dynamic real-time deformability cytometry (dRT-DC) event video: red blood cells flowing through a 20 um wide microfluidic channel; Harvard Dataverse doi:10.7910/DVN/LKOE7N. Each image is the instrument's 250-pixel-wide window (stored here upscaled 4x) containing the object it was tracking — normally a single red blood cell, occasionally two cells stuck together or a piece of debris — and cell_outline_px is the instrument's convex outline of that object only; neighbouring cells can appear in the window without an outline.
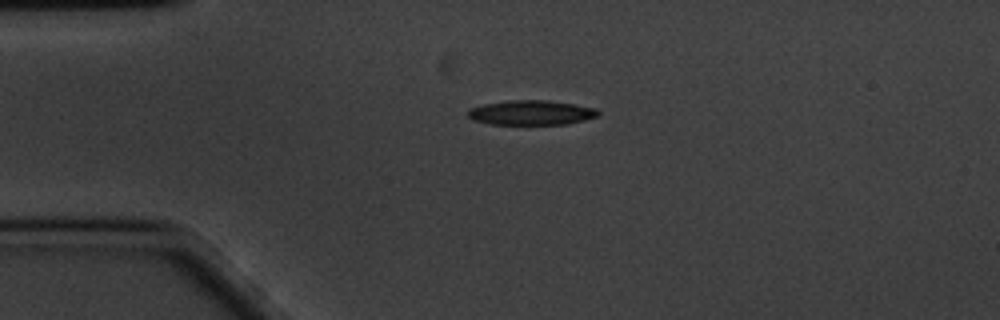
{"species": "common noctule bat (a hibernating species)", "species_latin": "Nyctalus noctula", "temperature_condition": "cold", "stored_images_in_passage": 46, "camera_frame_rate_fps": 3000, "um_per_image_px": 0.085, "animal": {"sex": "male", "body_mass_g": 20.1, "forearm_length_mm": 53.5}, "frame": {"image": 1, "passage_image": 1, "time_ms": 0.0, "image_size_px": [1000, 320], "cell_outline_px": [[600, 112], [596, 116], [584, 120], [568, 124], [488, 124], [472, 120], [468, 116], [468, 108], [484, 104], [508, 100], [548, 100], [596, 108]], "centroid_in_image_um": [45.11, 9.57], "position_along_channel_um": 39.9, "area_um2": 18.73}}
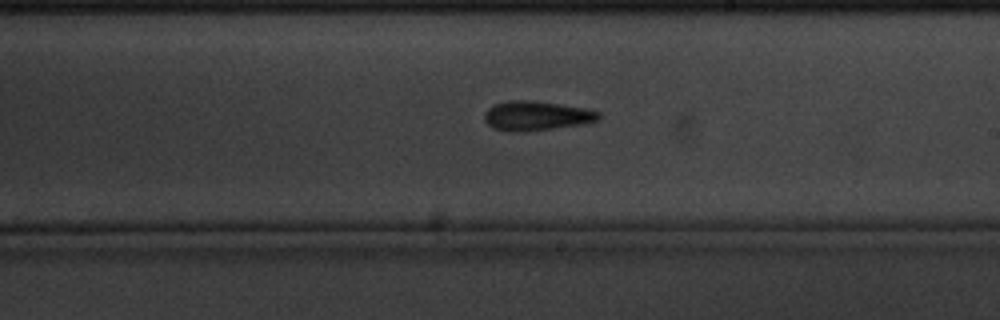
{"frame": {"image": 2, "passage_image": 21, "time_ms": 6.667, "image_size_px": [1000, 320], "cell_outline_px": [[600, 120], [580, 124], [524, 132], [512, 132], [496, 128], [488, 124], [484, 120], [484, 112], [488, 108], [496, 104], [508, 100], [532, 100], [560, 104], [584, 108], [600, 112]], "centroid_in_image_um": [45.58, 9.83], "position_along_channel_um": 243.4, "area_um2": 19.48}}
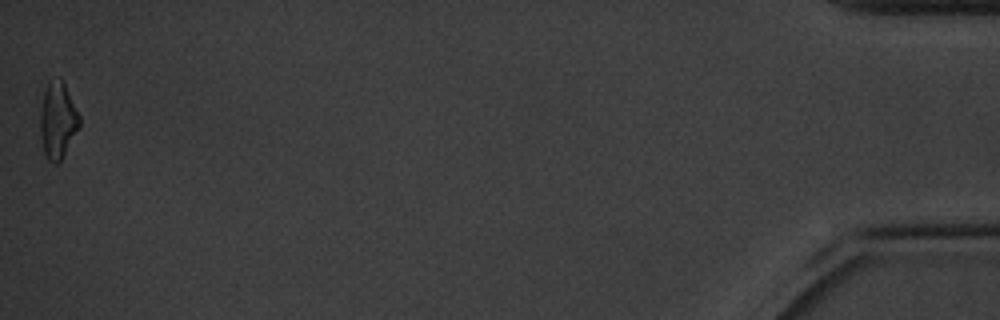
{"frame": {"image": 3, "passage_image": 46, "time_ms": 15.0, "image_size_px": [1000, 320], "cell_outline_px": [[80, 124], [60, 160], [56, 164], [52, 164], [44, 156], [40, 136], [40, 112], [44, 92], [48, 80], [60, 76], [80, 116]], "centroid_in_image_um": [4.87, 10.22], "position_along_channel_um": 430.3, "area_um2": 17.34}, "authors_computed_cell_mechanics": {"area_um2": 18.6694, "velocity_mm_per_s": 3.4022, "shape_relaxation_time_tau1_ms": 3.2011, "shape_relaxation_time_tau2_ms": 10.1597, "deformation_change_tau1": 0.1131, "deformation_change_tau2": 0.2167}}